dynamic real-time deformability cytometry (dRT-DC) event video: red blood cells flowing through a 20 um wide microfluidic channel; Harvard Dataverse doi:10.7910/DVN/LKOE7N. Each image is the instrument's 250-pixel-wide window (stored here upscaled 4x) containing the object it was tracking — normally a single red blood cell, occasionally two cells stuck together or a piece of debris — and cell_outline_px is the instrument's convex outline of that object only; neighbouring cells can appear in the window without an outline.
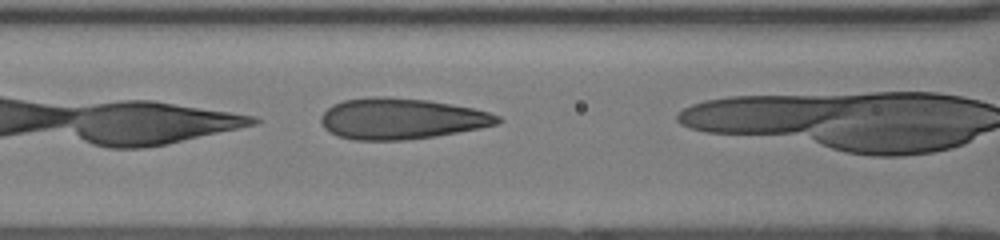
{"species": "human", "species_latin": "Homo sapiens", "temperature_condition": "room temperature", "stored_images_in_passage": 22, "camera_frame_rate_fps": 3000, "um_per_image_px": 0.085, "donor": {"sex": "female"}, "frame": {"image": 1, "passage_image": 4, "time_ms": 1.0, "image_size_px": [1000, 240], "cell_outline_px": [[504, 120], [500, 124], [480, 128], [436, 136], [404, 140], [352, 140], [336, 136], [328, 132], [324, 128], [320, 120], [320, 116], [332, 104], [344, 100], [372, 96], [384, 96], [428, 100], [472, 108], [488, 112], [500, 116]], "centroid_in_image_um": [34.09, 10.09], "position_along_channel_um": 132.5, "area_um2": 42.48}}